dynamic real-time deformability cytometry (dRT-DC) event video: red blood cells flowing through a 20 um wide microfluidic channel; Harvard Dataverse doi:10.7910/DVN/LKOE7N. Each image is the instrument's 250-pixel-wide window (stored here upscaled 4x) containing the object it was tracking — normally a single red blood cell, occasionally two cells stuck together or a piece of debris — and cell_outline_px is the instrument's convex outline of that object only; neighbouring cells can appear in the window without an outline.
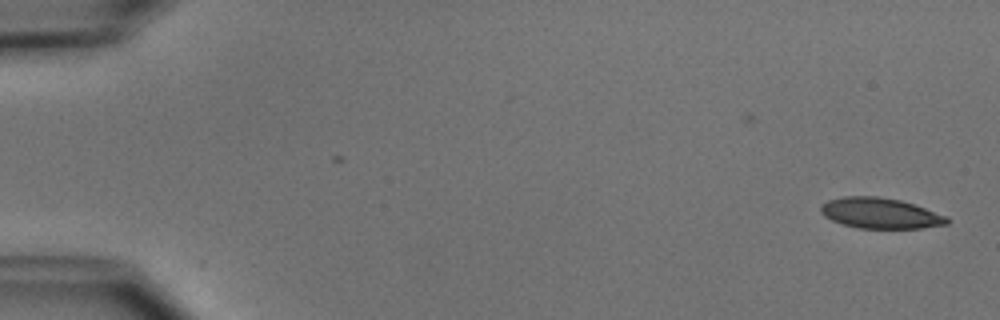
{"species": "common noctule bat (a hibernating species)", "species_latin": "Nyctalus noctula", "temperature_condition": "cold", "stored_images_in_passage": 6, "camera_frame_rate_fps": 3000, "um_per_image_px": 0.085, "animal": {"sex": "male", "body_mass_g": 15.6}, "frame": {"image": 1, "passage_image": 1, "time_ms": 0.0, "image_size_px": [1000, 320], "cell_outline_px": [[948, 224], [924, 228], [860, 228], [844, 224], [832, 220], [824, 216], [820, 212], [820, 204], [828, 200], [844, 196], [876, 196], [900, 200], [948, 216]], "centroid_in_image_um": [74.81, 18.12], "position_along_channel_um": 10.2, "area_um2": 22.43}}